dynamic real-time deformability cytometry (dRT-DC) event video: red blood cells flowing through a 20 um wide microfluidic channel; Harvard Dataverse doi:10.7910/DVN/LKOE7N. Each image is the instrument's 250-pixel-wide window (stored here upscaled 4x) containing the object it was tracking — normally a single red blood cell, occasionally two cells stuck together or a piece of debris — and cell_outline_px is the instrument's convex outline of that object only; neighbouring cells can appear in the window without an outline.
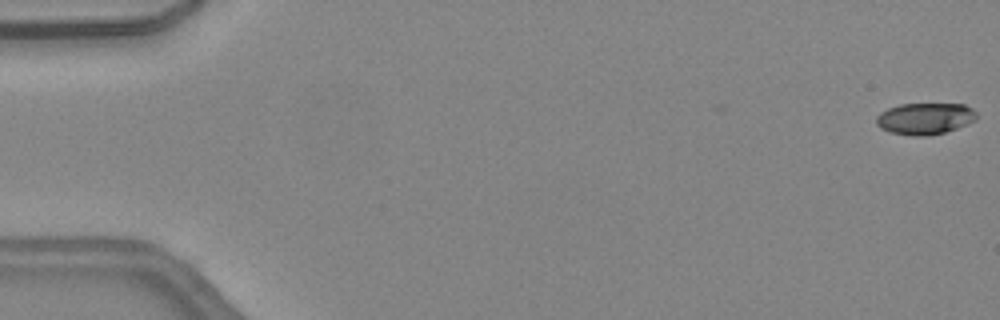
{"species": "common noctule bat (a hibernating species)", "species_latin": "Nyctalus noctula", "temperature_condition": "warm", "stored_images_in_passage": 11, "camera_frame_rate_fps": 3000, "um_per_image_px": 0.085, "animal": {"sex": "female", "body_mass_g": 24.6, "forearm_length_mm": 56.2}, "frame": {"image": 1, "passage_image": 1, "time_ms": 0.0, "image_size_px": [1000, 320], "cell_outline_px": [[976, 120], [956, 128], [944, 132], [924, 136], [912, 136], [888, 132], [880, 128], [876, 124], [876, 116], [880, 112], [888, 108], [900, 104], [964, 104], [972, 108], [976, 112]], "centroid_in_image_um": [78.58, 10.08], "position_along_channel_um": 6.4, "area_um2": 18.5}}